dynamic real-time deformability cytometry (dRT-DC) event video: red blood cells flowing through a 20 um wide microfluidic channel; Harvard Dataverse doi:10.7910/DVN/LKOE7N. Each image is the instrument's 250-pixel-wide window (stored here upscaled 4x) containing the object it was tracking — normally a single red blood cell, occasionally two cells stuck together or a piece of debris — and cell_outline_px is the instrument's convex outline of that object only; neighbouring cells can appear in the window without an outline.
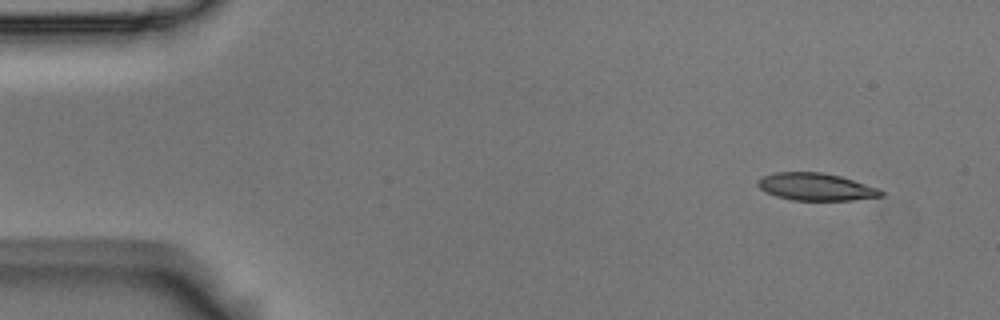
{"species": "Egyptian fruit bat (a non-hibernating species)", "species_latin": "Rousettus aegyptiacus", "temperature_condition": "room temperature", "stored_images_in_passage": 4, "camera_frame_rate_fps": 3000, "um_per_image_px": 0.085, "animal": {"sex": "male"}, "frame": {"image": 1, "passage_image": 1, "time_ms": 0.0, "image_size_px": [1000, 320], "cell_outline_px": [[884, 196], [852, 200], [792, 200], [776, 196], [764, 192], [756, 184], [756, 180], [760, 176], [772, 172], [820, 172], [840, 176], [880, 188], [884, 192]], "centroid_in_image_um": [69.32, 15.87], "position_along_channel_um": 15.7, "area_um2": 19.94}}